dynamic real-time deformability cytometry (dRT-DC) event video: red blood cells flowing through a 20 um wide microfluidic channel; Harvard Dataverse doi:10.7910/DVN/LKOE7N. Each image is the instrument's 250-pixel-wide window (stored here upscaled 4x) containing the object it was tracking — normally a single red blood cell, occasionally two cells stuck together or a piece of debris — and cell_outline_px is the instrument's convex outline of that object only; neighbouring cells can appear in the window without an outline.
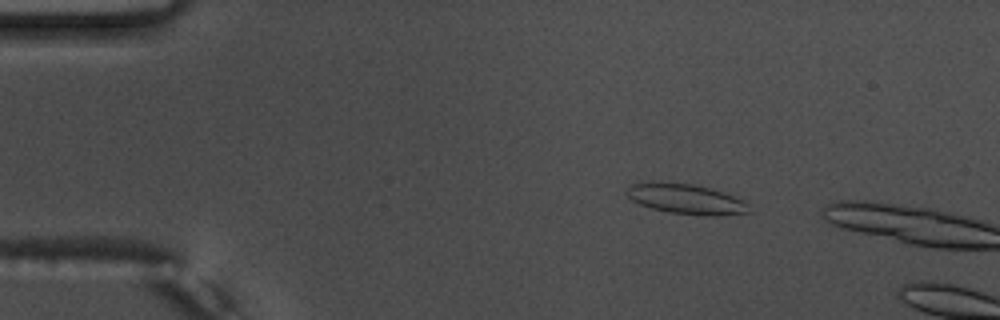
{"species": "common noctule bat (a hibernating species)", "species_latin": "Nyctalus noctula", "temperature_condition": "warm", "stored_images_in_passage": 13, "camera_frame_rate_fps": 3000, "um_per_image_px": 0.085, "animal": {"sex": "male", "body_mass_g": 17.5, "forearm_length_mm": 52.3}, "frame": {"image": 1, "passage_image": 10, "time_ms": 3.0, "image_size_px": [1000, 320], "cell_outline_px": [[752, 212], [724, 216], [704, 216], [668, 212], [652, 208], [640, 204], [632, 200], [628, 196], [628, 188], [632, 184], [692, 184], [708, 188], [732, 196], [748, 204]], "centroid_in_image_um": [58.4, 16.98], "position_along_channel_um": 26.6, "area_um2": 20.63}}